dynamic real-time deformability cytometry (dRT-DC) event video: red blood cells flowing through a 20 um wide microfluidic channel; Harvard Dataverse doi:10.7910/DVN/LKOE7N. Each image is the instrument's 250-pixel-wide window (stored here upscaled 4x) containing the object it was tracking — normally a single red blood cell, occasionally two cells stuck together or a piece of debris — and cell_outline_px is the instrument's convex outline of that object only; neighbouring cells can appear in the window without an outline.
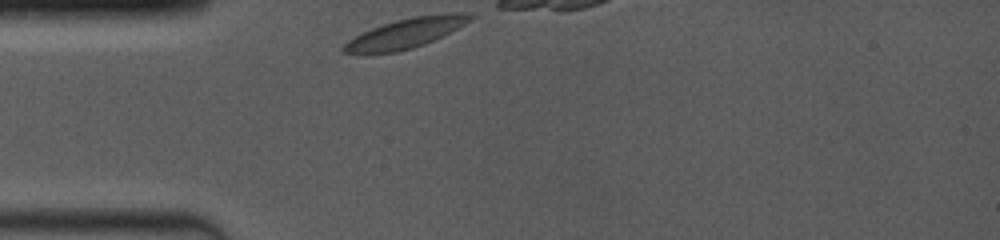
{"species": "common noctule bat (a hibernating species)", "species_latin": "Nyctalus noctula", "temperature_condition": "room temperature", "stored_images_in_passage": 43, "camera_frame_rate_fps": 4000, "um_per_image_px": 0.085, "animal": {"sex": "female", "body_mass_g": 19.0, "forearm_length_mm": 53.3}, "frame": {"image": 1, "passage_image": 1, "time_ms": 0.0, "image_size_px": [1000, 240], "cell_outline_px": [[476, 16], [472, 20], [424, 44], [412, 48], [396, 52], [364, 56], [356, 56], [340, 52], [340, 48], [348, 40], [372, 28], [396, 20], [416, 16], [452, 12], [468, 12]], "centroid_in_image_um": [34.39, 2.87], "position_along_channel_um": 50.6, "area_um2": 22.31}}
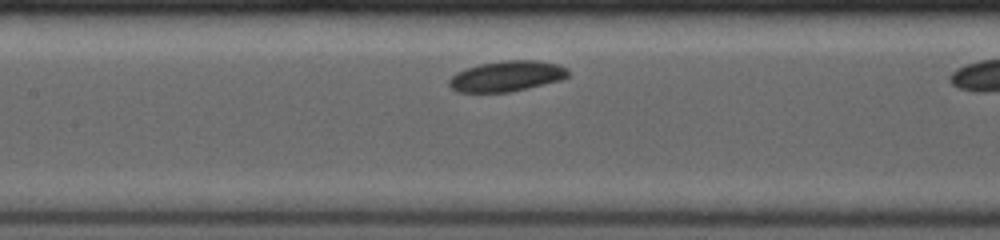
{"frame": {"image": 2, "passage_image": 17, "time_ms": 3.25, "image_size_px": [1000, 240], "cell_outline_px": [[568, 76], [560, 80], [528, 88], [508, 92], [456, 92], [448, 84], [448, 80], [456, 72], [464, 68], [480, 64], [504, 60], [536, 60], [560, 64], [568, 68]], "centroid_in_image_um": [43.06, 6.46], "position_along_channel_um": 164.3, "area_um2": 21.33}}
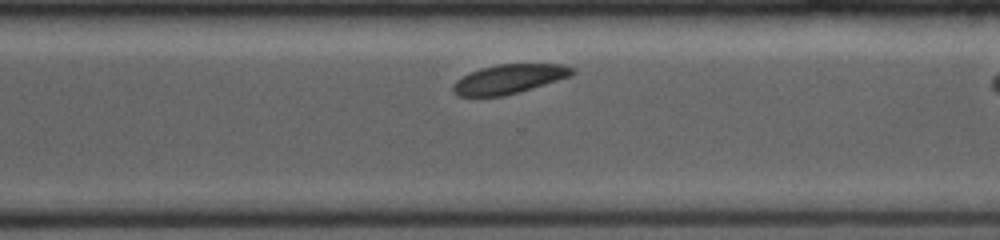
{"frame": {"image": 3, "passage_image": 40, "time_ms": 7.5, "image_size_px": [1000, 240], "cell_outline_px": [[576, 72], [572, 76], [520, 92], [504, 96], [456, 96], [452, 92], [452, 84], [456, 80], [480, 68], [500, 64], [560, 64], [572, 68]], "centroid_in_image_um": [43.26, 6.73], "position_along_channel_um": 327.3, "area_um2": 20.35}}